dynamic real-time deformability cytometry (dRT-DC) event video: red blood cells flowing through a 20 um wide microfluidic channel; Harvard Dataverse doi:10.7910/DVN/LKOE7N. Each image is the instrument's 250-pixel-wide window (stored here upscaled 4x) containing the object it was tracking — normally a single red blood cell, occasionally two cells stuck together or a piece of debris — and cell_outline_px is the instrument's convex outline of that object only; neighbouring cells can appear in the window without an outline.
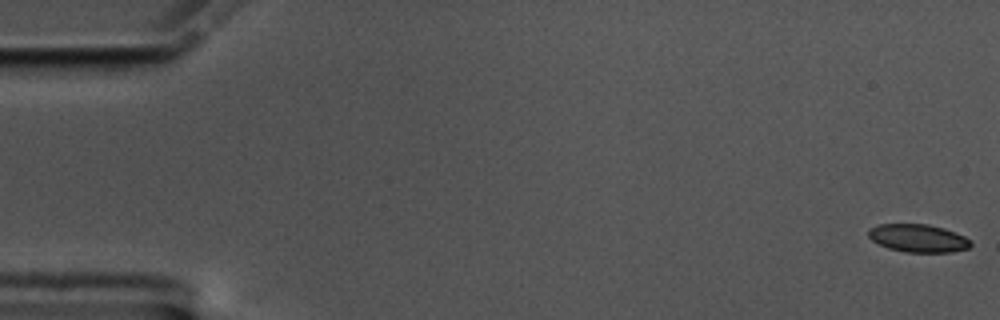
{"species": "common noctule bat (a hibernating species)", "species_latin": "Nyctalus noctula", "temperature_condition": "cold", "stored_images_in_passage": 58, "camera_frame_rate_fps": 3000, "um_per_image_px": 0.085, "animal": {"sex": "male", "body_mass_g": 17.5, "forearm_length_mm": 52.3}, "frame": {"image": 1, "passage_image": 1, "time_ms": 0.0, "image_size_px": [1000, 320], "cell_outline_px": [[972, 244], [968, 248], [952, 252], [904, 252], [888, 248], [872, 240], [868, 236], [868, 228], [880, 224], [928, 224], [944, 228], [964, 236], [972, 240]], "centroid_in_image_um": [78.05, 20.24], "position_along_channel_um": 7.0, "area_um2": 16.7}}
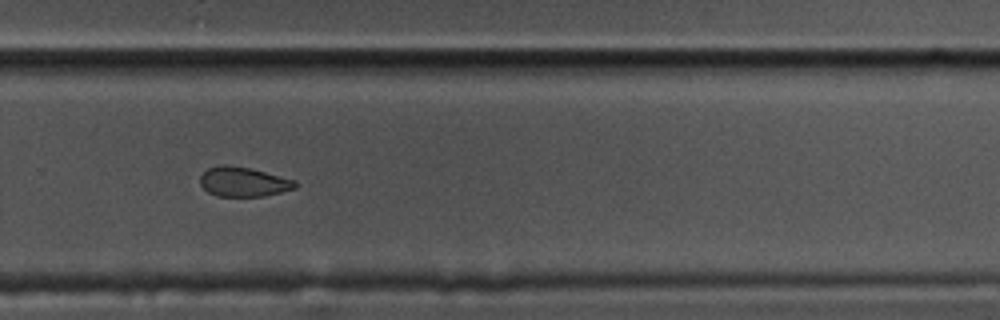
{"frame": {"image": 2, "passage_image": 39, "time_ms": 12.667, "image_size_px": [1000, 320], "cell_outline_px": [[300, 184], [296, 188], [264, 196], [216, 196], [208, 192], [200, 184], [200, 176], [208, 168], [220, 164], [224, 164], [248, 168], [296, 180]], "centroid_in_image_um": [20.7, 15.46], "position_along_channel_um": 309.1, "area_um2": 16.36}}
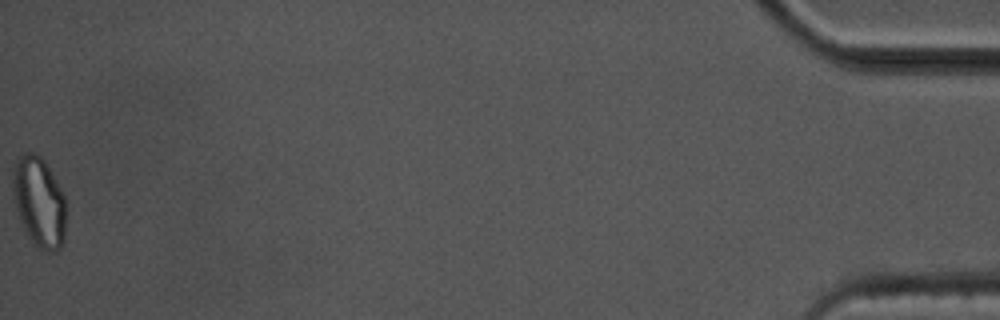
{"frame": {"image": 3, "passage_image": 58, "time_ms": 19.0, "image_size_px": [1000, 320], "cell_outline_px": [[64, 240], [60, 248], [56, 252], [48, 252], [36, 248], [28, 236], [20, 220], [12, 196], [12, 172], [16, 160], [24, 152], [32, 152], [40, 156], [48, 164], [64, 196]], "centroid_in_image_um": [3.3, 17.16], "position_along_channel_um": 431.9, "area_um2": 28.15}, "authors_computed_cell_mechanics": {"area_um2": 17.6868, "velocity_mm_per_s": 3.5157, "shape_relaxation_time_tau1_ms": null, "shape_relaxation_time_tau2_ms": 6.3716, "deformation_change_tau1": null, "deformation_change_tau2": 0.0999}}